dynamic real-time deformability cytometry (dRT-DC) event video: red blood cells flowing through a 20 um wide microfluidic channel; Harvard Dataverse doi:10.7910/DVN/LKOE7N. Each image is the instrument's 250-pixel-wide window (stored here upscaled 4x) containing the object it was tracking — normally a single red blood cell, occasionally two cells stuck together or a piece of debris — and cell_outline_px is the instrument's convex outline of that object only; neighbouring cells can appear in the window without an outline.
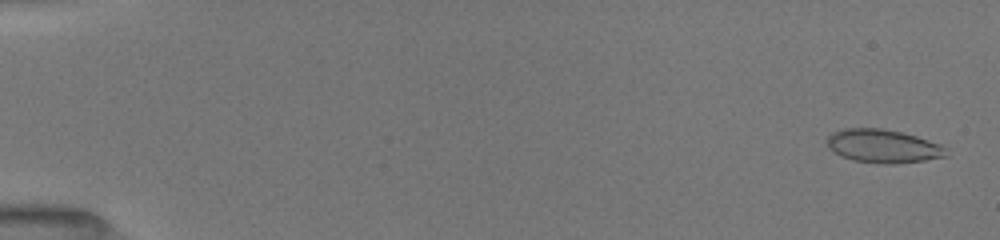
{"species": "common noctule bat (a hibernating species)", "species_latin": "Nyctalus noctula", "temperature_condition": "room temperature", "stored_images_in_passage": 51, "camera_frame_rate_fps": 3000, "um_per_image_px": 0.085, "animal": {"sex": "female", "body_mass_g": 19.5, "forearm_length_mm": 54.1}, "frame": {"image": 1, "passage_image": 3, "time_ms": 0.333, "image_size_px": [1000, 240], "cell_outline_px": [[948, 156], [924, 160], [896, 164], [884, 164], [852, 160], [840, 156], [828, 148], [828, 136], [832, 132], [844, 128], [880, 128], [900, 132], [916, 136], [940, 144], [944, 148]], "centroid_in_image_um": [75.03, 12.42], "position_along_channel_um": 10.0, "area_um2": 23.12}}
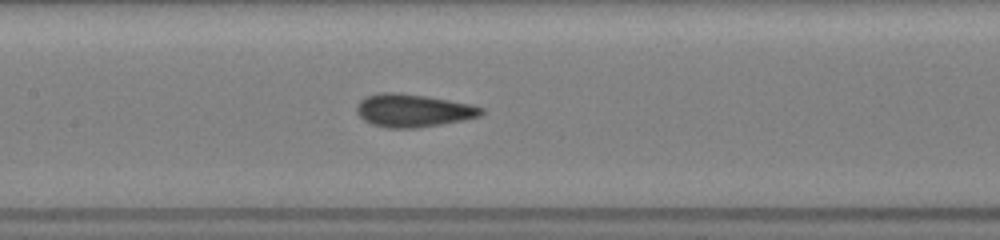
{"frame": {"image": 2, "passage_image": 33, "time_ms": 8.333, "image_size_px": [1000, 240], "cell_outline_px": [[484, 112], [480, 116], [464, 120], [416, 128], [388, 128], [372, 124], [364, 120], [356, 112], [356, 104], [364, 96], [380, 92], [400, 92], [472, 104], [484, 108]], "centroid_in_image_um": [35.09, 9.38], "position_along_channel_um": 172.3, "area_um2": 24.04}}
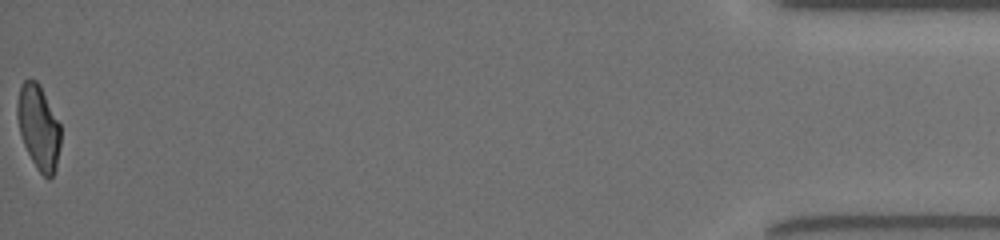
{"frame": {"image": 3, "passage_image": 51, "time_ms": 17.0, "image_size_px": [1000, 240], "cell_outline_px": [[60, 144], [56, 168], [52, 176], [48, 180], [36, 168], [24, 144], [20, 132], [16, 116], [16, 104], [20, 84], [24, 80], [36, 80], [40, 84], [60, 124]], "centroid_in_image_um": [3.27, 10.79], "position_along_channel_um": 431.9, "area_um2": 21.39}, "authors_computed_cell_mechanics": {"area_um2": 22.8888, "velocity_mm_per_s": 4.0197, "shape_relaxation_time_tau1_ms": 7.5077, "shape_relaxation_time_tau2_ms": 1.256, "deformation_change_tau1": 0.1731, "deformation_change_tau2": 0.0457}}